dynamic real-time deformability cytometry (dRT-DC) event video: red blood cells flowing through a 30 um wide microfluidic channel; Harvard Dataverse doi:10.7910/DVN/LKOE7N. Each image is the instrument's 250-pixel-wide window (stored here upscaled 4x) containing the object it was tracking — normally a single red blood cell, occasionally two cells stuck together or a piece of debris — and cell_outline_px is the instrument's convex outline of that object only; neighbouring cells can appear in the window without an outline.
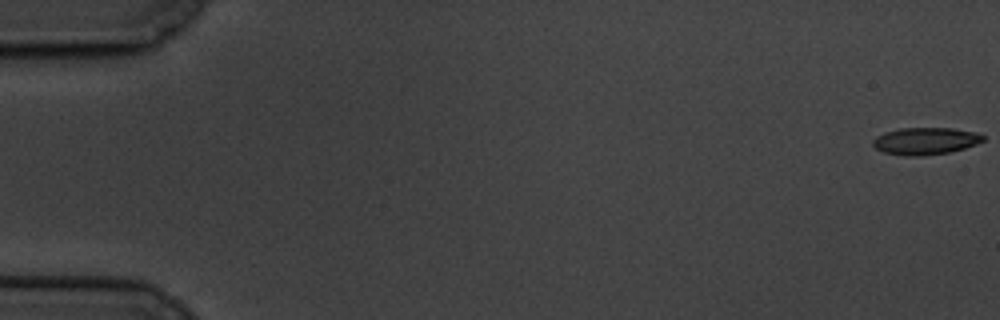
{"species": "common noctule bat (a hibernating species)", "species_latin": "Nyctalus noctula", "temperature_condition": "cold", "stored_images_in_passage": 16, "camera_frame_rate_fps": 3000, "um_per_image_px": 0.085, "animal": {"sex": "male", "body_mass_g": 19.5, "forearm_length_mm": 54.6}, "frame": {"image": 1, "passage_image": 1, "time_ms": 0.0, "image_size_px": [1000, 320], "cell_outline_px": [[984, 140], [976, 144], [964, 148], [948, 152], [924, 156], [904, 156], [884, 152], [876, 148], [872, 144], [872, 140], [876, 136], [884, 132], [900, 128], [952, 128], [976, 132], [984, 136]], "centroid_in_image_um": [78.63, 11.98], "position_along_channel_um": 6.4, "area_um2": 17.46}}
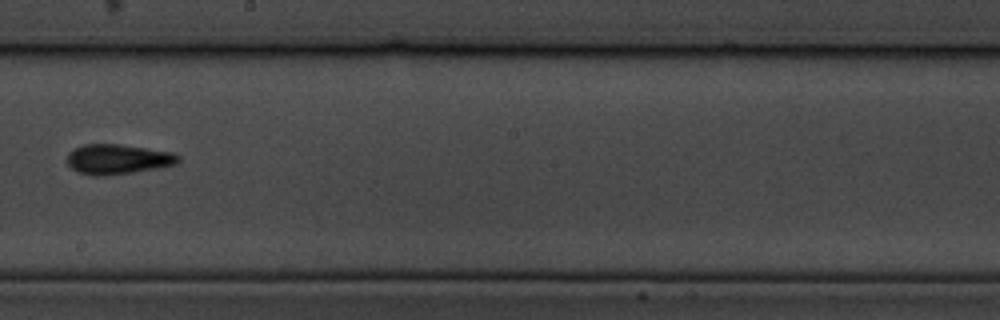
{"frame": {"image": 2, "passage_image": 10, "time_ms": 11.333, "image_size_px": [1000, 320], "cell_outline_px": [[180, 160], [176, 164], [156, 168], [132, 172], [104, 176], [92, 176], [76, 172], [64, 160], [68, 152], [84, 144], [120, 144], [172, 152], [180, 156]], "centroid_in_image_um": [9.96, 13.53], "position_along_channel_um": 238.2, "area_um2": 19.54}}
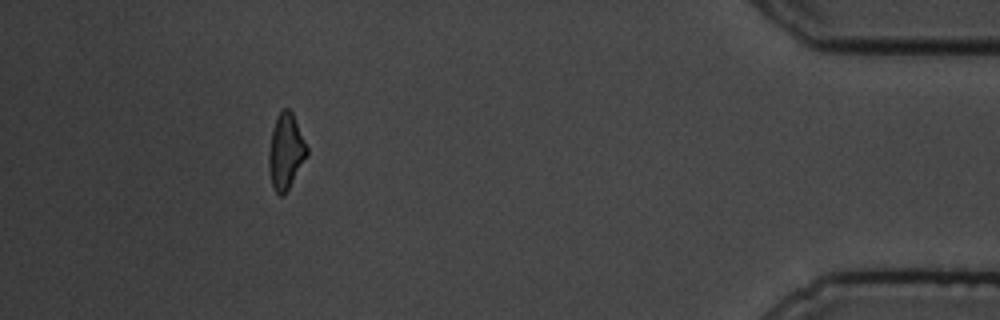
{"frame": {"image": 3, "passage_image": 16, "time_ms": 18.0, "image_size_px": [1000, 320], "cell_outline_px": [[308, 156], [284, 196], [280, 196], [276, 192], [272, 184], [268, 168], [268, 152], [272, 128], [276, 116], [280, 108], [288, 108], [292, 112], [308, 148]], "centroid_in_image_um": [24.28, 12.86], "position_along_channel_um": 410.9, "area_um2": 17.05}, "authors_computed_cell_mechanics": {"area_um2": 17.9469, "velocity_mm_per_s": 3.4023, "shape_relaxation_time_tau1_ms": 4.9014, "shape_relaxation_time_tau2_ms": 1.7742, "deformation_change_tau1": 0.0929, "deformation_change_tau2": 0.0761}}